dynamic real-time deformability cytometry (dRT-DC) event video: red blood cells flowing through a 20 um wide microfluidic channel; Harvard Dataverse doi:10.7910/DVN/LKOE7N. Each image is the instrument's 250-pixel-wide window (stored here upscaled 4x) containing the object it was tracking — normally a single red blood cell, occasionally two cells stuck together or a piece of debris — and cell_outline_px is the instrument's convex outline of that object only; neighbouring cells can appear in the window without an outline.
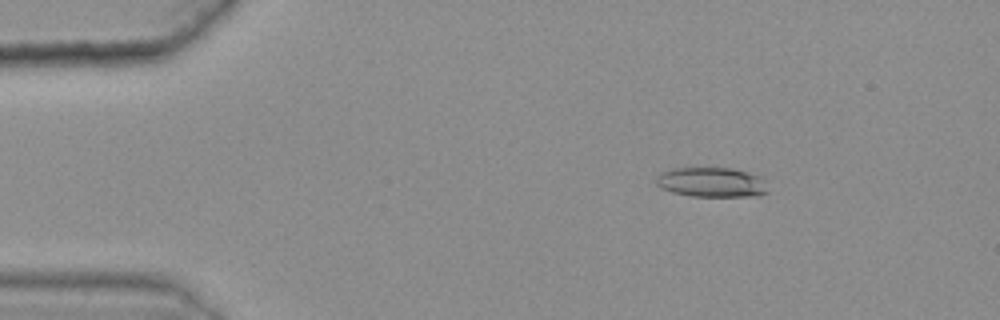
{"species": "common noctule bat (a hibernating species)", "species_latin": "Nyctalus noctula", "temperature_condition": "warm", "stored_images_in_passage": 49, "camera_frame_rate_fps": 3000, "um_per_image_px": 0.085, "animal": {"sex": "female", "body_mass_g": 25.1}, "frame": {"image": 1, "passage_image": 9, "time_ms": 2.667, "image_size_px": [1000, 320], "cell_outline_px": [[768, 192], [760, 196], [692, 196], [672, 192], [660, 188], [656, 184], [656, 176], [660, 172], [672, 168], [732, 168], [764, 176]], "centroid_in_image_um": [60.51, 15.49], "position_along_channel_um": 24.5, "area_um2": 19.71}}
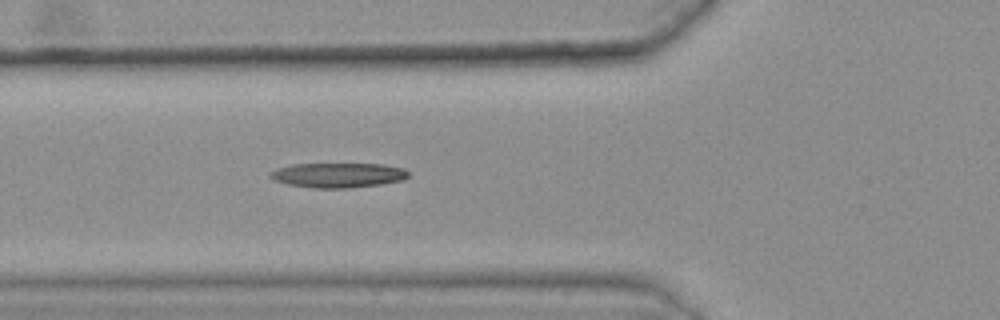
{"frame": {"image": 2, "passage_image": 21, "time_ms": 6.667, "image_size_px": [1000, 320], "cell_outline_px": [[408, 176], [404, 180], [380, 184], [348, 188], [316, 188], [288, 184], [272, 180], [268, 176], [268, 172], [276, 168], [292, 164], [384, 164], [404, 168], [408, 172]], "centroid_in_image_um": [28.7, 14.88], "position_along_channel_um": 97.1, "area_um2": 20.06}}
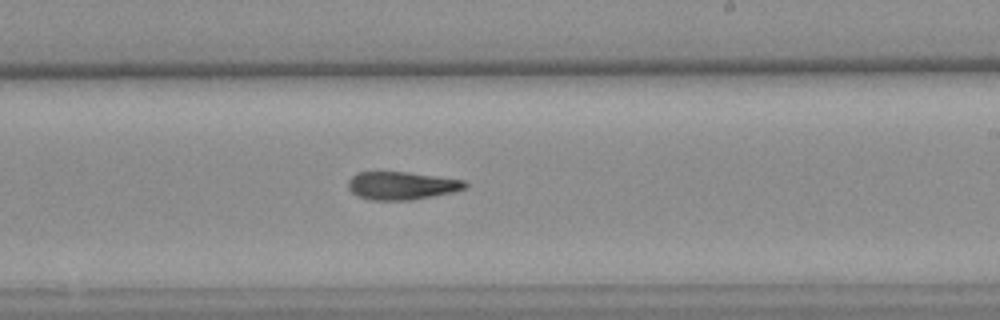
{"frame": {"image": 3, "passage_image": 34, "time_ms": 11.0, "image_size_px": [1000, 320], "cell_outline_px": [[468, 184], [464, 188], [452, 192], [412, 200], [368, 200], [356, 196], [348, 188], [348, 180], [356, 172], [408, 172], [464, 180]], "centroid_in_image_um": [34.09, 15.78], "position_along_channel_um": 254.9, "area_um2": 19.07}}